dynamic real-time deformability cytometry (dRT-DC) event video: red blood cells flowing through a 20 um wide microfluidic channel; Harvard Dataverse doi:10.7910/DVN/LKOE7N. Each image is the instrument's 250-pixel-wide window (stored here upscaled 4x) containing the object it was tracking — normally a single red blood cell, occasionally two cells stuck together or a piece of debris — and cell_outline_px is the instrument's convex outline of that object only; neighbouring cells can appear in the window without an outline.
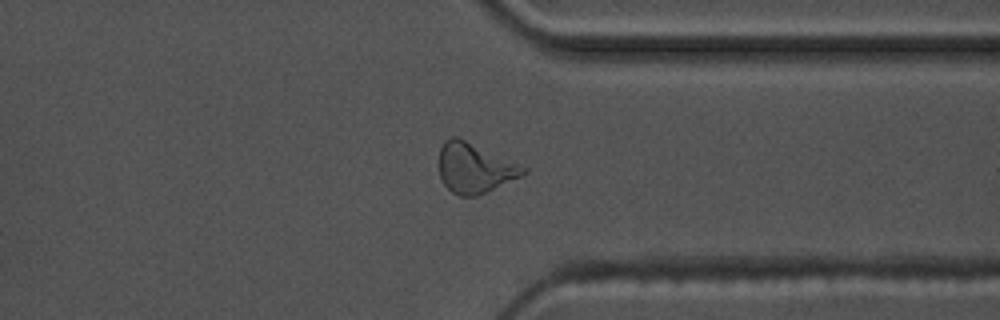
{"species": "common noctule bat (a hibernating species)", "species_latin": "Nyctalus noctula", "temperature_condition": "warm", "stored_images_in_passage": 56, "camera_frame_rate_fps": 3000, "um_per_image_px": 0.085, "animal": {"sex": "male", "body_mass_g": 17.5, "forearm_length_mm": 52.3}, "frame": {"image": 1, "passage_image": 43, "time_ms": 14.0, "image_size_px": [1000, 320], "cell_outline_px": [[528, 172], [520, 176], [476, 196], [460, 196], [452, 192], [444, 184], [440, 176], [440, 148], [444, 140], [452, 136], [456, 136], [528, 168]], "centroid_in_image_um": [40.32, 14.28], "position_along_channel_um": 371.1, "area_um2": 23.99}}
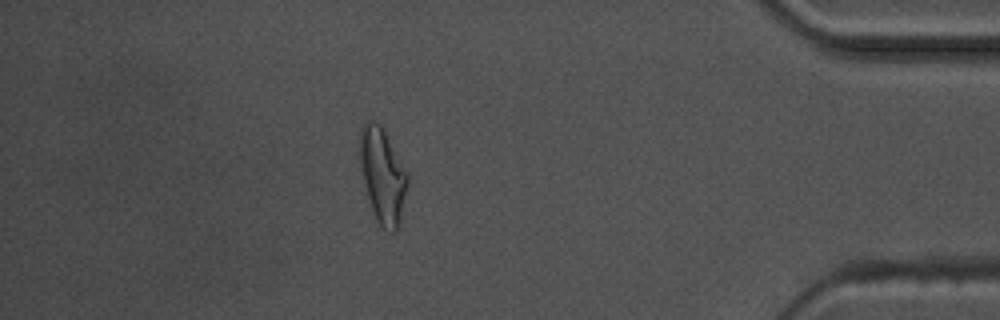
{"frame": {"image": 2, "passage_image": 49, "time_ms": 16.0, "image_size_px": [1000, 320], "cell_outline_px": [[412, 176], [400, 228], [396, 232], [392, 232], [380, 228], [376, 220], [364, 184], [360, 160], [360, 128], [368, 120], [372, 120], [380, 124], [384, 128]], "centroid_in_image_um": [32.62, 14.96], "position_along_channel_um": 402.6, "area_um2": 27.69}, "authors_computed_cell_mechanics": {"area_um2": 22.4842, "velocity_mm_per_s": 3.6069, "shape_relaxation_time_tau1_ms": null, "shape_relaxation_time_tau2_ms": 2.0965, "deformation_change_tau1": null, "deformation_change_tau2": 0.0947}}